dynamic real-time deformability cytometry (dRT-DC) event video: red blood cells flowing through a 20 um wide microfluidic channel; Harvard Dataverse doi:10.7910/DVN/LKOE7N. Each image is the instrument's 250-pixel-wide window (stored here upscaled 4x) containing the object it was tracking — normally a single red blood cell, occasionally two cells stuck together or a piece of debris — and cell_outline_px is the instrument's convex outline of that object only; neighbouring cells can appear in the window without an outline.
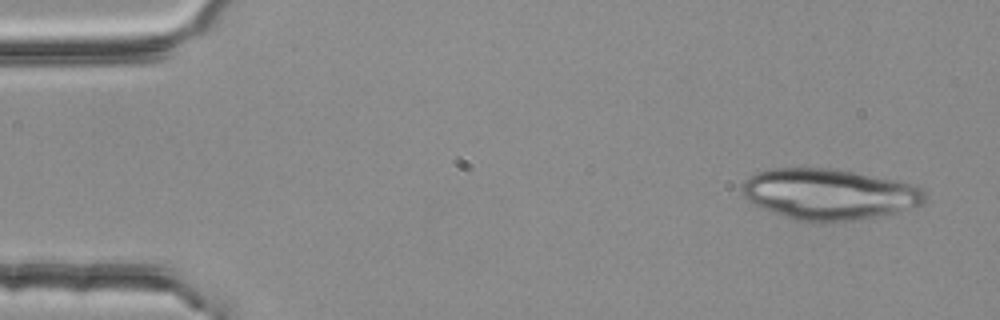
{"species": "common noctule bat (a hibernating species)", "species_latin": "Nyctalus noctula", "temperature_condition": "room temperature", "stored_images_in_passage": 4, "camera_frame_rate_fps": 3000, "um_per_image_px": 0.085, "animal": {"sex": "female", "body_mass_g": 25.1}, "frame": {"image": 1, "passage_image": 1, "time_ms": 0.0, "image_size_px": [1000, 320], "cell_outline_px": [[928, 196], [924, 204], [900, 212], [852, 220], [820, 224], [796, 220], [784, 216], [764, 208], [748, 200], [744, 196], [744, 180], [748, 176], [756, 172], [772, 168], [828, 168], [852, 172], [892, 180], [908, 184], [920, 188]], "centroid_in_image_um": [70.47, 16.53], "position_along_channel_um": 14.5, "area_um2": 53.99}}